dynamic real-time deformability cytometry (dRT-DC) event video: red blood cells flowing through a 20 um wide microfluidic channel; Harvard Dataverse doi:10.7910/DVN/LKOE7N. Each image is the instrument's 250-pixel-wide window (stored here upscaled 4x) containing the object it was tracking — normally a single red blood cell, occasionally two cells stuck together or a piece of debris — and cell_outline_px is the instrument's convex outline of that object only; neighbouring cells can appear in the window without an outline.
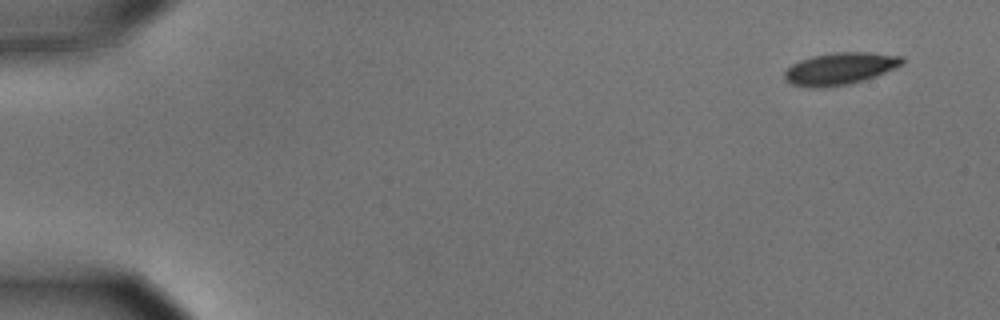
{"species": "common noctule bat (a hibernating species)", "species_latin": "Nyctalus noctula", "temperature_condition": "cold", "stored_images_in_passage": 10, "camera_frame_rate_fps": 3000, "um_per_image_px": 0.085, "animal": {"sex": "male", "body_mass_g": 15.6}, "frame": {"image": 1, "passage_image": 1, "time_ms": 0.0, "image_size_px": [1000, 320], "cell_outline_px": [[904, 64], [876, 76], [864, 80], [848, 84], [824, 88], [808, 88], [792, 84], [784, 80], [784, 72], [792, 64], [800, 60], [812, 56], [836, 52], [868, 52], [904, 56]], "centroid_in_image_um": [71.4, 5.84], "position_along_channel_um": 13.6, "area_um2": 22.2}}
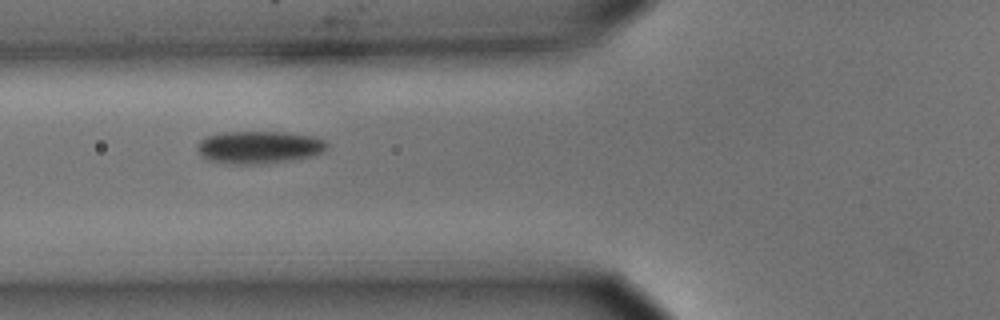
{"frame": {"image": 2, "passage_image": 6, "time_ms": 1.667, "image_size_px": [1000, 320], "cell_outline_px": [[328, 148], [324, 152], [312, 156], [268, 164], [232, 164], [212, 160], [204, 156], [200, 152], [200, 140], [208, 136], [220, 132], [284, 132], [312, 136], [324, 140], [328, 144]], "centroid_in_image_um": [22.11, 12.51], "position_along_channel_um": 103.7, "area_um2": 24.39}}
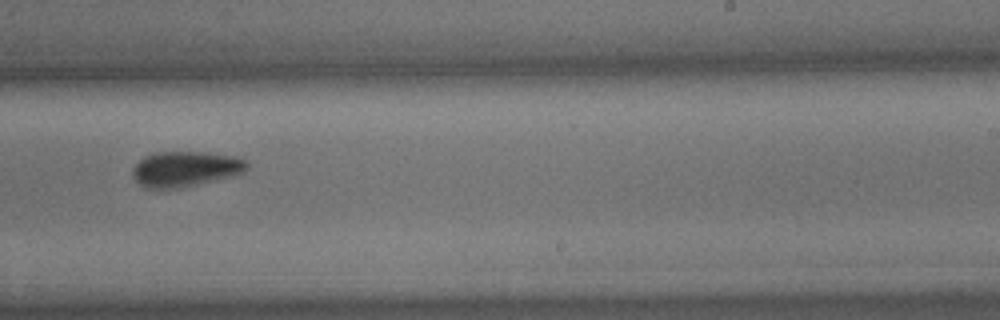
{"frame": {"image": 3, "passage_image": 10, "time_ms": 3.0, "image_size_px": [1000, 320], "cell_outline_px": [[248, 168], [244, 172], [180, 188], [144, 188], [132, 176], [132, 168], [144, 156], [152, 152], [200, 152], [244, 156], [248, 164]], "centroid_in_image_um": [15.76, 14.33], "position_along_channel_um": 273.2, "area_um2": 23.58}}